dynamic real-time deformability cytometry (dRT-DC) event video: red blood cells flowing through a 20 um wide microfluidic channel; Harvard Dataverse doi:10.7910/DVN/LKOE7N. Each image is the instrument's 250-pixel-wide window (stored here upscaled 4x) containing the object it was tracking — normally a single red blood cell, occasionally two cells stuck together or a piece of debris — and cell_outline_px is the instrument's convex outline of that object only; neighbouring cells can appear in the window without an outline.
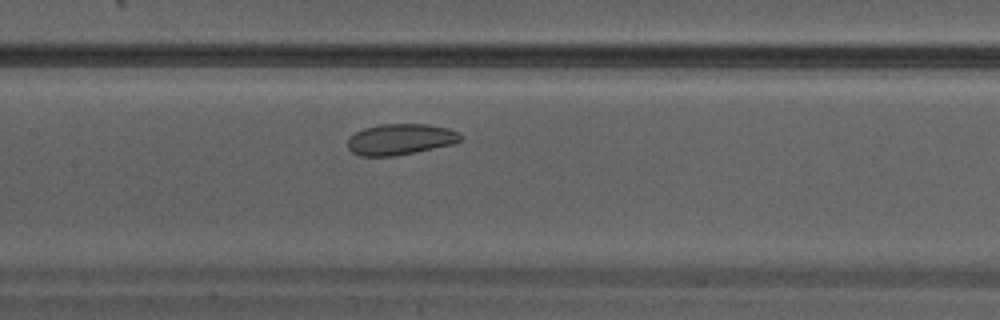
{"species": "Egyptian fruit bat (a non-hibernating species)", "species_latin": "Rousettus aegyptiacus", "temperature_condition": "warm", "stored_images_in_passage": 27, "camera_frame_rate_fps": 3000, "um_per_image_px": 0.085, "animal": {"sex": "male"}, "frame": {"image": 1, "passage_image": 12, "time_ms": 3.667, "image_size_px": [1000, 320], "cell_outline_px": [[464, 136], [460, 140], [452, 144], [396, 156], [360, 156], [352, 152], [348, 148], [348, 136], [364, 128], [380, 124], [428, 124], [448, 128], [460, 132]], "centroid_in_image_um": [34.03, 11.84], "position_along_channel_um": 173.4, "area_um2": 20.52}}